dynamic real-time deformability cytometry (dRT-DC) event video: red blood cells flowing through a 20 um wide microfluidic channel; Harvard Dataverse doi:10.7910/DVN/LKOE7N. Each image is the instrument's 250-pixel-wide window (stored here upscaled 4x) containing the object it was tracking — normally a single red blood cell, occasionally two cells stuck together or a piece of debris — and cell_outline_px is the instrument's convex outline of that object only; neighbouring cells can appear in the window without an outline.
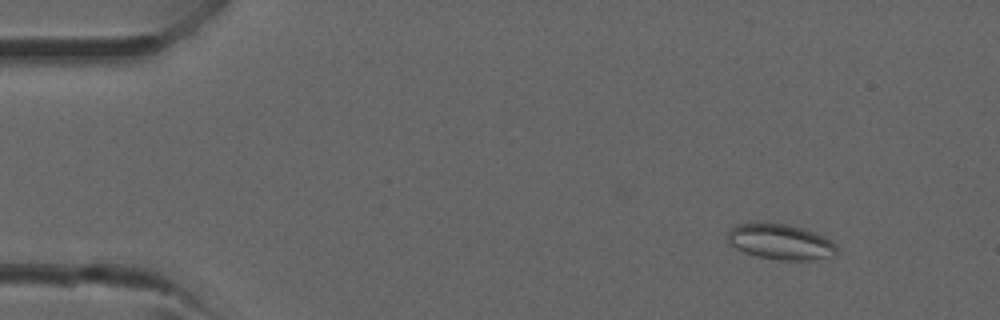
{"species": "common noctule bat (a hibernating species)", "species_latin": "Nyctalus noctula", "temperature_condition": "room temperature", "stored_images_in_passage": 39, "camera_frame_rate_fps": 3000, "um_per_image_px": 0.085, "animal": {"sex": "male", "forearm_length_mm": 52.5}, "frame": {"image": 1, "passage_image": 5, "time_ms": 1.333, "image_size_px": [1000, 320], "cell_outline_px": [[836, 256], [812, 260], [780, 260], [756, 256], [744, 252], [728, 244], [728, 232], [736, 224], [756, 220], [788, 224], [804, 228], [824, 236], [836, 244]], "centroid_in_image_um": [66.31, 20.52], "position_along_channel_um": 18.7, "area_um2": 23.24}}
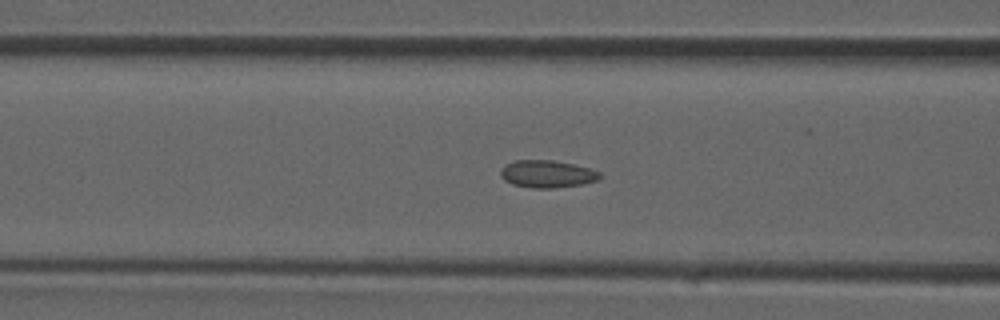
{"frame": {"image": 2, "passage_image": 16, "time_ms": 5.0, "image_size_px": [1000, 320], "cell_outline_px": [[600, 176], [596, 180], [580, 184], [552, 188], [532, 188], [512, 184], [504, 180], [500, 176], [500, 168], [504, 164], [516, 160], [552, 160], [572, 164], [588, 168], [600, 172]], "centroid_in_image_um": [46.42, 14.78], "position_along_channel_um": 120.2, "area_um2": 15.72}}
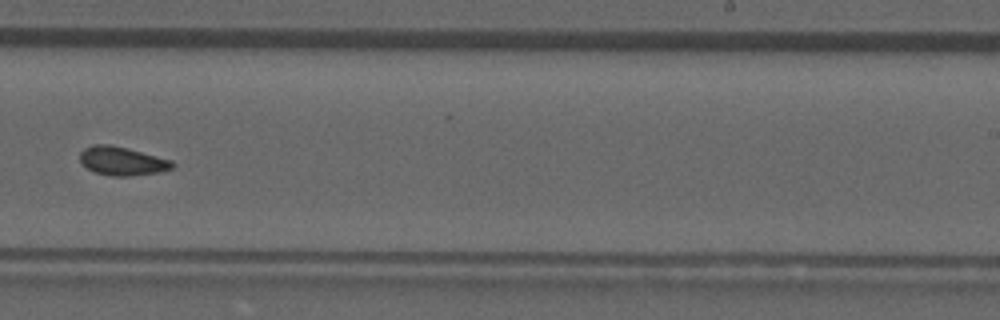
{"frame": {"image": 3, "passage_image": 25, "time_ms": 8.0, "image_size_px": [1000, 320], "cell_outline_px": [[176, 164], [172, 168], [160, 172], [128, 176], [108, 176], [96, 172], [88, 168], [80, 160], [80, 152], [84, 148], [92, 144], [112, 144], [128, 148], [172, 160]], "centroid_in_image_um": [10.39, 13.67], "position_along_channel_um": 278.6, "area_um2": 15.49}}